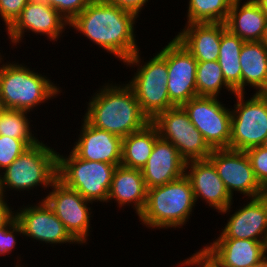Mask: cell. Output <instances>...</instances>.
Here are the masks:
<instances>
[{
    "label": "cell",
    "instance_id": "obj_10",
    "mask_svg": "<svg viewBox=\"0 0 267 267\" xmlns=\"http://www.w3.org/2000/svg\"><path fill=\"white\" fill-rule=\"evenodd\" d=\"M46 190L43 200L64 224L70 235L80 244L86 245L92 229L93 202L86 200L76 190L66 187L58 179Z\"/></svg>",
    "mask_w": 267,
    "mask_h": 267
},
{
    "label": "cell",
    "instance_id": "obj_35",
    "mask_svg": "<svg viewBox=\"0 0 267 267\" xmlns=\"http://www.w3.org/2000/svg\"><path fill=\"white\" fill-rule=\"evenodd\" d=\"M196 253L190 255L189 258H185L183 261H179L178 264L182 266L190 267H219L212 258L203 250H197Z\"/></svg>",
    "mask_w": 267,
    "mask_h": 267
},
{
    "label": "cell",
    "instance_id": "obj_14",
    "mask_svg": "<svg viewBox=\"0 0 267 267\" xmlns=\"http://www.w3.org/2000/svg\"><path fill=\"white\" fill-rule=\"evenodd\" d=\"M158 53L167 61V88L170 102L182 106L197 97L196 69L197 60L175 37Z\"/></svg>",
    "mask_w": 267,
    "mask_h": 267
},
{
    "label": "cell",
    "instance_id": "obj_45",
    "mask_svg": "<svg viewBox=\"0 0 267 267\" xmlns=\"http://www.w3.org/2000/svg\"><path fill=\"white\" fill-rule=\"evenodd\" d=\"M4 108H3V106H2V102H1V99H0V113H1V111L3 110Z\"/></svg>",
    "mask_w": 267,
    "mask_h": 267
},
{
    "label": "cell",
    "instance_id": "obj_19",
    "mask_svg": "<svg viewBox=\"0 0 267 267\" xmlns=\"http://www.w3.org/2000/svg\"><path fill=\"white\" fill-rule=\"evenodd\" d=\"M219 267H252L265 258L264 242L216 238L202 248Z\"/></svg>",
    "mask_w": 267,
    "mask_h": 267
},
{
    "label": "cell",
    "instance_id": "obj_21",
    "mask_svg": "<svg viewBox=\"0 0 267 267\" xmlns=\"http://www.w3.org/2000/svg\"><path fill=\"white\" fill-rule=\"evenodd\" d=\"M175 38L197 62L217 61L225 23H185Z\"/></svg>",
    "mask_w": 267,
    "mask_h": 267
},
{
    "label": "cell",
    "instance_id": "obj_44",
    "mask_svg": "<svg viewBox=\"0 0 267 267\" xmlns=\"http://www.w3.org/2000/svg\"><path fill=\"white\" fill-rule=\"evenodd\" d=\"M261 146L267 149V137L264 139V142Z\"/></svg>",
    "mask_w": 267,
    "mask_h": 267
},
{
    "label": "cell",
    "instance_id": "obj_41",
    "mask_svg": "<svg viewBox=\"0 0 267 267\" xmlns=\"http://www.w3.org/2000/svg\"><path fill=\"white\" fill-rule=\"evenodd\" d=\"M252 267H267V259L264 258L261 262L256 265H253Z\"/></svg>",
    "mask_w": 267,
    "mask_h": 267
},
{
    "label": "cell",
    "instance_id": "obj_27",
    "mask_svg": "<svg viewBox=\"0 0 267 267\" xmlns=\"http://www.w3.org/2000/svg\"><path fill=\"white\" fill-rule=\"evenodd\" d=\"M186 23H225L235 0H188Z\"/></svg>",
    "mask_w": 267,
    "mask_h": 267
},
{
    "label": "cell",
    "instance_id": "obj_12",
    "mask_svg": "<svg viewBox=\"0 0 267 267\" xmlns=\"http://www.w3.org/2000/svg\"><path fill=\"white\" fill-rule=\"evenodd\" d=\"M67 27L69 22L44 0H30L5 32L13 46L22 44L27 32L45 36L53 44L65 36Z\"/></svg>",
    "mask_w": 267,
    "mask_h": 267
},
{
    "label": "cell",
    "instance_id": "obj_26",
    "mask_svg": "<svg viewBox=\"0 0 267 267\" xmlns=\"http://www.w3.org/2000/svg\"><path fill=\"white\" fill-rule=\"evenodd\" d=\"M244 41L227 28L222 32L218 63L227 85L235 92L241 93L240 53Z\"/></svg>",
    "mask_w": 267,
    "mask_h": 267
},
{
    "label": "cell",
    "instance_id": "obj_39",
    "mask_svg": "<svg viewBox=\"0 0 267 267\" xmlns=\"http://www.w3.org/2000/svg\"><path fill=\"white\" fill-rule=\"evenodd\" d=\"M0 200H7L3 189L2 172H0Z\"/></svg>",
    "mask_w": 267,
    "mask_h": 267
},
{
    "label": "cell",
    "instance_id": "obj_43",
    "mask_svg": "<svg viewBox=\"0 0 267 267\" xmlns=\"http://www.w3.org/2000/svg\"><path fill=\"white\" fill-rule=\"evenodd\" d=\"M264 249H265V258L267 259V236L264 242Z\"/></svg>",
    "mask_w": 267,
    "mask_h": 267
},
{
    "label": "cell",
    "instance_id": "obj_34",
    "mask_svg": "<svg viewBox=\"0 0 267 267\" xmlns=\"http://www.w3.org/2000/svg\"><path fill=\"white\" fill-rule=\"evenodd\" d=\"M30 0H0V19L4 29H8L21 14V11Z\"/></svg>",
    "mask_w": 267,
    "mask_h": 267
},
{
    "label": "cell",
    "instance_id": "obj_29",
    "mask_svg": "<svg viewBox=\"0 0 267 267\" xmlns=\"http://www.w3.org/2000/svg\"><path fill=\"white\" fill-rule=\"evenodd\" d=\"M28 114L30 112L24 110L3 109L0 113V135L16 139H38L30 125L33 120Z\"/></svg>",
    "mask_w": 267,
    "mask_h": 267
},
{
    "label": "cell",
    "instance_id": "obj_9",
    "mask_svg": "<svg viewBox=\"0 0 267 267\" xmlns=\"http://www.w3.org/2000/svg\"><path fill=\"white\" fill-rule=\"evenodd\" d=\"M151 123L159 137L169 141L186 161L208 159L212 149L190 121L182 106H174L157 115Z\"/></svg>",
    "mask_w": 267,
    "mask_h": 267
},
{
    "label": "cell",
    "instance_id": "obj_11",
    "mask_svg": "<svg viewBox=\"0 0 267 267\" xmlns=\"http://www.w3.org/2000/svg\"><path fill=\"white\" fill-rule=\"evenodd\" d=\"M219 98L197 96L182 105L211 149L230 148L232 112Z\"/></svg>",
    "mask_w": 267,
    "mask_h": 267
},
{
    "label": "cell",
    "instance_id": "obj_3",
    "mask_svg": "<svg viewBox=\"0 0 267 267\" xmlns=\"http://www.w3.org/2000/svg\"><path fill=\"white\" fill-rule=\"evenodd\" d=\"M0 57V99L4 109L33 112L40 105L56 98L61 87L46 75L28 65ZM2 64V65H1Z\"/></svg>",
    "mask_w": 267,
    "mask_h": 267
},
{
    "label": "cell",
    "instance_id": "obj_17",
    "mask_svg": "<svg viewBox=\"0 0 267 267\" xmlns=\"http://www.w3.org/2000/svg\"><path fill=\"white\" fill-rule=\"evenodd\" d=\"M248 201V202H247ZM247 202V203H245ZM229 215L217 238L250 239L265 242L267 236V193L248 198Z\"/></svg>",
    "mask_w": 267,
    "mask_h": 267
},
{
    "label": "cell",
    "instance_id": "obj_38",
    "mask_svg": "<svg viewBox=\"0 0 267 267\" xmlns=\"http://www.w3.org/2000/svg\"><path fill=\"white\" fill-rule=\"evenodd\" d=\"M254 1L260 6L261 10L267 17V0H254Z\"/></svg>",
    "mask_w": 267,
    "mask_h": 267
},
{
    "label": "cell",
    "instance_id": "obj_7",
    "mask_svg": "<svg viewBox=\"0 0 267 267\" xmlns=\"http://www.w3.org/2000/svg\"><path fill=\"white\" fill-rule=\"evenodd\" d=\"M116 165L78 158L72 151L67 156L58 152L57 179L76 190L86 200L107 204Z\"/></svg>",
    "mask_w": 267,
    "mask_h": 267
},
{
    "label": "cell",
    "instance_id": "obj_8",
    "mask_svg": "<svg viewBox=\"0 0 267 267\" xmlns=\"http://www.w3.org/2000/svg\"><path fill=\"white\" fill-rule=\"evenodd\" d=\"M235 93L231 108L230 149L245 151L261 146L267 137V97L263 93ZM252 96V97H251ZM249 98V99H248Z\"/></svg>",
    "mask_w": 267,
    "mask_h": 267
},
{
    "label": "cell",
    "instance_id": "obj_40",
    "mask_svg": "<svg viewBox=\"0 0 267 267\" xmlns=\"http://www.w3.org/2000/svg\"><path fill=\"white\" fill-rule=\"evenodd\" d=\"M261 41L267 46V20H266V25H265V29H264V34H263Z\"/></svg>",
    "mask_w": 267,
    "mask_h": 267
},
{
    "label": "cell",
    "instance_id": "obj_28",
    "mask_svg": "<svg viewBox=\"0 0 267 267\" xmlns=\"http://www.w3.org/2000/svg\"><path fill=\"white\" fill-rule=\"evenodd\" d=\"M197 96L221 97L222 89L235 92L227 85L218 61L198 62L196 69Z\"/></svg>",
    "mask_w": 267,
    "mask_h": 267
},
{
    "label": "cell",
    "instance_id": "obj_24",
    "mask_svg": "<svg viewBox=\"0 0 267 267\" xmlns=\"http://www.w3.org/2000/svg\"><path fill=\"white\" fill-rule=\"evenodd\" d=\"M239 59L241 93H246V86L263 93L267 89V46L262 41L244 42Z\"/></svg>",
    "mask_w": 267,
    "mask_h": 267
},
{
    "label": "cell",
    "instance_id": "obj_6",
    "mask_svg": "<svg viewBox=\"0 0 267 267\" xmlns=\"http://www.w3.org/2000/svg\"><path fill=\"white\" fill-rule=\"evenodd\" d=\"M141 53L139 49L123 64L129 68L137 67L136 72L132 74L134 76L126 82L133 90L141 111L151 122L157 115L174 105L170 102L167 88V61L157 52L145 62Z\"/></svg>",
    "mask_w": 267,
    "mask_h": 267
},
{
    "label": "cell",
    "instance_id": "obj_32",
    "mask_svg": "<svg viewBox=\"0 0 267 267\" xmlns=\"http://www.w3.org/2000/svg\"><path fill=\"white\" fill-rule=\"evenodd\" d=\"M17 236L22 237L24 235L22 226L15 217L8 225L0 229V257H6V255L14 252V248L18 244Z\"/></svg>",
    "mask_w": 267,
    "mask_h": 267
},
{
    "label": "cell",
    "instance_id": "obj_1",
    "mask_svg": "<svg viewBox=\"0 0 267 267\" xmlns=\"http://www.w3.org/2000/svg\"><path fill=\"white\" fill-rule=\"evenodd\" d=\"M137 20L134 13L116 5L91 0L67 29L84 35L92 44L123 63L139 50L135 33Z\"/></svg>",
    "mask_w": 267,
    "mask_h": 267
},
{
    "label": "cell",
    "instance_id": "obj_46",
    "mask_svg": "<svg viewBox=\"0 0 267 267\" xmlns=\"http://www.w3.org/2000/svg\"><path fill=\"white\" fill-rule=\"evenodd\" d=\"M263 94L267 97V89L263 92Z\"/></svg>",
    "mask_w": 267,
    "mask_h": 267
},
{
    "label": "cell",
    "instance_id": "obj_2",
    "mask_svg": "<svg viewBox=\"0 0 267 267\" xmlns=\"http://www.w3.org/2000/svg\"><path fill=\"white\" fill-rule=\"evenodd\" d=\"M102 83L87 103L83 118L92 126L122 139L143 129L150 120L141 111L131 87L123 83Z\"/></svg>",
    "mask_w": 267,
    "mask_h": 267
},
{
    "label": "cell",
    "instance_id": "obj_23",
    "mask_svg": "<svg viewBox=\"0 0 267 267\" xmlns=\"http://www.w3.org/2000/svg\"><path fill=\"white\" fill-rule=\"evenodd\" d=\"M243 1L235 0L232 4L226 28L244 42L261 41L267 17L254 0Z\"/></svg>",
    "mask_w": 267,
    "mask_h": 267
},
{
    "label": "cell",
    "instance_id": "obj_30",
    "mask_svg": "<svg viewBox=\"0 0 267 267\" xmlns=\"http://www.w3.org/2000/svg\"><path fill=\"white\" fill-rule=\"evenodd\" d=\"M39 139H16L0 135V172L11 165L26 149Z\"/></svg>",
    "mask_w": 267,
    "mask_h": 267
},
{
    "label": "cell",
    "instance_id": "obj_13",
    "mask_svg": "<svg viewBox=\"0 0 267 267\" xmlns=\"http://www.w3.org/2000/svg\"><path fill=\"white\" fill-rule=\"evenodd\" d=\"M208 159L215 166L232 198L234 191L246 199L267 193L256 179L245 151L230 148L212 149Z\"/></svg>",
    "mask_w": 267,
    "mask_h": 267
},
{
    "label": "cell",
    "instance_id": "obj_4",
    "mask_svg": "<svg viewBox=\"0 0 267 267\" xmlns=\"http://www.w3.org/2000/svg\"><path fill=\"white\" fill-rule=\"evenodd\" d=\"M196 206L190 181L184 175L148 189L145 207L138 220L148 229H182L189 222Z\"/></svg>",
    "mask_w": 267,
    "mask_h": 267
},
{
    "label": "cell",
    "instance_id": "obj_20",
    "mask_svg": "<svg viewBox=\"0 0 267 267\" xmlns=\"http://www.w3.org/2000/svg\"><path fill=\"white\" fill-rule=\"evenodd\" d=\"M186 161L162 138L155 141L146 165L141 169L147 189L162 186L185 175Z\"/></svg>",
    "mask_w": 267,
    "mask_h": 267
},
{
    "label": "cell",
    "instance_id": "obj_25",
    "mask_svg": "<svg viewBox=\"0 0 267 267\" xmlns=\"http://www.w3.org/2000/svg\"><path fill=\"white\" fill-rule=\"evenodd\" d=\"M159 138L157 128L150 122L143 129L122 139L121 164L127 168L142 169Z\"/></svg>",
    "mask_w": 267,
    "mask_h": 267
},
{
    "label": "cell",
    "instance_id": "obj_31",
    "mask_svg": "<svg viewBox=\"0 0 267 267\" xmlns=\"http://www.w3.org/2000/svg\"><path fill=\"white\" fill-rule=\"evenodd\" d=\"M245 152L256 179L267 191V149L262 146H256L245 150Z\"/></svg>",
    "mask_w": 267,
    "mask_h": 267
},
{
    "label": "cell",
    "instance_id": "obj_18",
    "mask_svg": "<svg viewBox=\"0 0 267 267\" xmlns=\"http://www.w3.org/2000/svg\"><path fill=\"white\" fill-rule=\"evenodd\" d=\"M78 139L71 151L87 161H98L119 166L122 158V138L90 125L83 117Z\"/></svg>",
    "mask_w": 267,
    "mask_h": 267
},
{
    "label": "cell",
    "instance_id": "obj_42",
    "mask_svg": "<svg viewBox=\"0 0 267 267\" xmlns=\"http://www.w3.org/2000/svg\"><path fill=\"white\" fill-rule=\"evenodd\" d=\"M19 256H20L19 254H18V256H16L17 257L16 258L17 260H16V263H15L16 265L14 264V266L15 267H24V265L21 264V261H22V260H20L21 259V256L20 257Z\"/></svg>",
    "mask_w": 267,
    "mask_h": 267
},
{
    "label": "cell",
    "instance_id": "obj_16",
    "mask_svg": "<svg viewBox=\"0 0 267 267\" xmlns=\"http://www.w3.org/2000/svg\"><path fill=\"white\" fill-rule=\"evenodd\" d=\"M185 175L193 189L194 198L198 204L199 199L206 206L215 209L219 215H229L234 198L227 191L224 182L218 176L217 170L209 159L186 162Z\"/></svg>",
    "mask_w": 267,
    "mask_h": 267
},
{
    "label": "cell",
    "instance_id": "obj_37",
    "mask_svg": "<svg viewBox=\"0 0 267 267\" xmlns=\"http://www.w3.org/2000/svg\"><path fill=\"white\" fill-rule=\"evenodd\" d=\"M9 200H0V229L8 225L15 217L16 210L12 204L7 203Z\"/></svg>",
    "mask_w": 267,
    "mask_h": 267
},
{
    "label": "cell",
    "instance_id": "obj_36",
    "mask_svg": "<svg viewBox=\"0 0 267 267\" xmlns=\"http://www.w3.org/2000/svg\"><path fill=\"white\" fill-rule=\"evenodd\" d=\"M103 1L112 5H116L126 11L132 12L138 18H140L139 14H141L142 10L145 9L147 3L150 2L149 0H103Z\"/></svg>",
    "mask_w": 267,
    "mask_h": 267
},
{
    "label": "cell",
    "instance_id": "obj_5",
    "mask_svg": "<svg viewBox=\"0 0 267 267\" xmlns=\"http://www.w3.org/2000/svg\"><path fill=\"white\" fill-rule=\"evenodd\" d=\"M57 175L58 152L40 140L2 171L4 193L7 197V191L11 190L30 193L41 186L44 190L50 189Z\"/></svg>",
    "mask_w": 267,
    "mask_h": 267
},
{
    "label": "cell",
    "instance_id": "obj_22",
    "mask_svg": "<svg viewBox=\"0 0 267 267\" xmlns=\"http://www.w3.org/2000/svg\"><path fill=\"white\" fill-rule=\"evenodd\" d=\"M147 191L141 169L119 165L112 177L107 203L114 201L120 209L123 206H131L139 216L145 207Z\"/></svg>",
    "mask_w": 267,
    "mask_h": 267
},
{
    "label": "cell",
    "instance_id": "obj_15",
    "mask_svg": "<svg viewBox=\"0 0 267 267\" xmlns=\"http://www.w3.org/2000/svg\"><path fill=\"white\" fill-rule=\"evenodd\" d=\"M17 221L23 229V238L28 240L32 238L34 242L44 245L46 243L52 247L66 244H78L81 246L66 230L64 224L55 215L47 203L42 199L32 205L23 204L16 210ZM27 237V238H26ZM36 240V241H35ZM44 243V244H43Z\"/></svg>",
    "mask_w": 267,
    "mask_h": 267
},
{
    "label": "cell",
    "instance_id": "obj_33",
    "mask_svg": "<svg viewBox=\"0 0 267 267\" xmlns=\"http://www.w3.org/2000/svg\"><path fill=\"white\" fill-rule=\"evenodd\" d=\"M57 10L69 23L79 15L91 0H44Z\"/></svg>",
    "mask_w": 267,
    "mask_h": 267
}]
</instances>
